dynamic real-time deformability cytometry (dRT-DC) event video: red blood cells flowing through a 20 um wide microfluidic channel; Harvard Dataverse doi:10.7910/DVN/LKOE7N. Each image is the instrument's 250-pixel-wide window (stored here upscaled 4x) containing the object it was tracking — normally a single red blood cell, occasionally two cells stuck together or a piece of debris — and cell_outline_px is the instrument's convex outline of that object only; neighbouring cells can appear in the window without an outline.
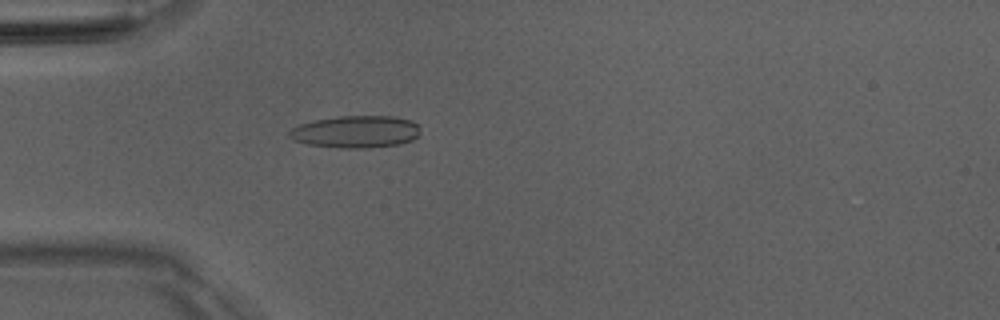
{"species": "Egyptian fruit bat (a non-hibernating species)", "species_latin": "Rousettus aegyptiacus", "temperature_condition": "room temperature", "stored_images_in_passage": 50, "camera_frame_rate_fps": 3000, "um_per_image_px": 0.085, "animal": {"sex": "male"}, "frame": {"image": 1, "passage_image": 14, "time_ms": 4.333, "image_size_px": [1000, 320], "cell_outline_px": [[420, 132], [412, 140], [400, 144], [368, 148], [340, 148], [308, 144], [296, 140], [288, 136], [288, 132], [292, 128], [300, 124], [312, 120], [336, 116], [396, 116], [412, 120], [420, 128]], "centroid_in_image_um": [30.26, 11.19], "position_along_channel_um": 54.7, "area_um2": 24.74}}
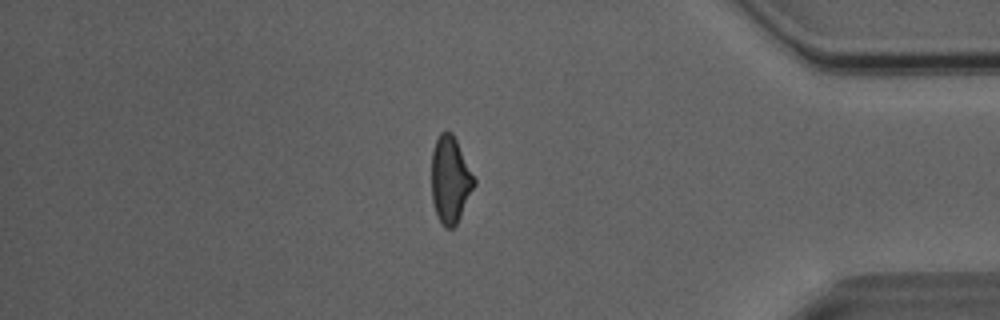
{"frame": {"image": 2, "passage_image": 42, "time_ms": 13.667, "image_size_px": [1000, 320], "cell_outline_px": [[476, 184], [456, 224], [452, 228], [444, 228], [440, 224], [432, 200], [432, 152], [436, 140], [440, 132], [452, 132], [476, 180]], "centroid_in_image_um": [38.27, 15.29], "position_along_channel_um": 396.9, "area_um2": 21.33}}
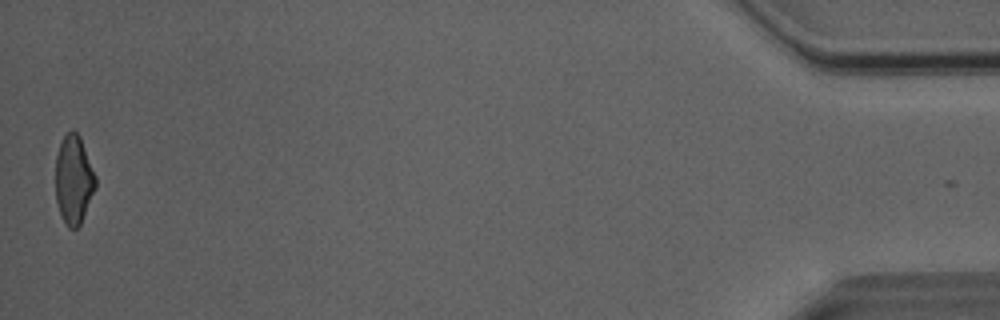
{"frame": {"image": 3, "passage_image": 49, "time_ms": 16.0, "image_size_px": [1000, 320], "cell_outline_px": [[96, 188], [80, 224], [76, 228], [68, 228], [64, 224], [56, 200], [56, 156], [60, 144], [64, 136], [72, 128], [80, 136], [96, 176]], "centroid_in_image_um": [6.27, 15.27], "position_along_channel_um": 428.9, "area_um2": 20.63}, "authors_computed_cell_mechanics": {"area_um2": 22.2241, "velocity_mm_per_s": 4.085, "shape_relaxation_time_tau1_ms": null, "shape_relaxation_time_tau2_ms": 2.3778, "deformation_change_tau1": null, "deformation_change_tau2": 0.1144}}